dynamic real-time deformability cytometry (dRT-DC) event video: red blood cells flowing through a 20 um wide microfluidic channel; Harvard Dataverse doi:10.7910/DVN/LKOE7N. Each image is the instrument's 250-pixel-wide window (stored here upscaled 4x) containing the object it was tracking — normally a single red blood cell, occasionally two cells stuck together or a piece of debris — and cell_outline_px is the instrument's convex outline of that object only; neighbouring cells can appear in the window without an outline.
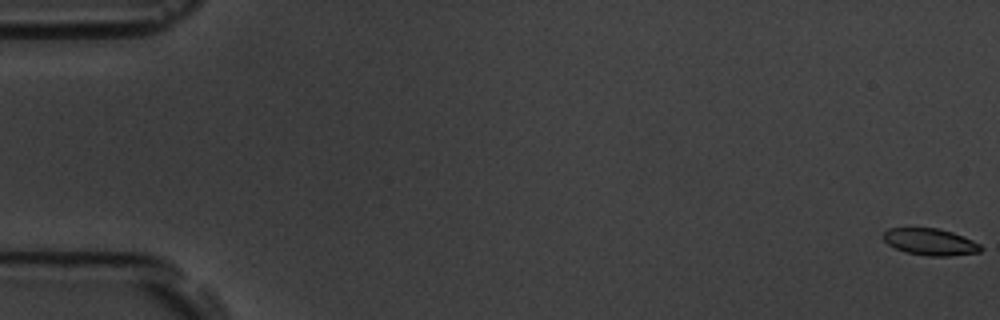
{"species": "common noctule bat (a hibernating species)", "species_latin": "Nyctalus noctula", "temperature_condition": "room temperature", "stored_images_in_passage": 5, "camera_frame_rate_fps": 3000, "um_per_image_px": 0.085, "animal": {"sex": "male", "body_mass_g": 19.5, "forearm_length_mm": 54.6}, "frame": {"image": 1, "passage_image": 1, "time_ms": 0.0, "image_size_px": [1000, 320], "cell_outline_px": [[984, 248], [980, 252], [948, 256], [928, 256], [904, 252], [888, 244], [880, 236], [888, 228], [936, 228], [952, 232], [972, 240], [980, 244]], "centroid_in_image_um": [79.05, 20.56], "position_along_channel_um": 5.9, "area_um2": 15.26}}
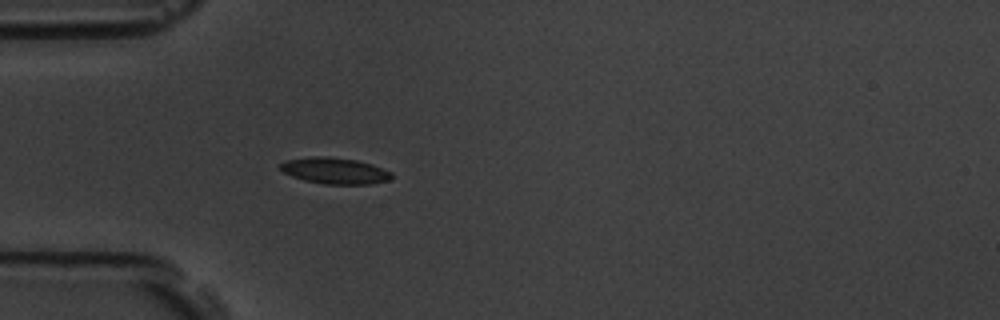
{"frame": {"image": 2, "passage_image": 5, "time_ms": 5.667, "image_size_px": [1000, 320], "cell_outline_px": [[392, 176], [388, 180], [368, 184], [324, 184], [304, 180], [292, 176], [284, 172], [280, 168], [280, 164], [288, 160], [312, 156], [328, 156], [356, 160], [372, 164], [392, 172]], "centroid_in_image_um": [28.46, 14.51], "position_along_channel_um": 56.5, "area_um2": 16.88}}